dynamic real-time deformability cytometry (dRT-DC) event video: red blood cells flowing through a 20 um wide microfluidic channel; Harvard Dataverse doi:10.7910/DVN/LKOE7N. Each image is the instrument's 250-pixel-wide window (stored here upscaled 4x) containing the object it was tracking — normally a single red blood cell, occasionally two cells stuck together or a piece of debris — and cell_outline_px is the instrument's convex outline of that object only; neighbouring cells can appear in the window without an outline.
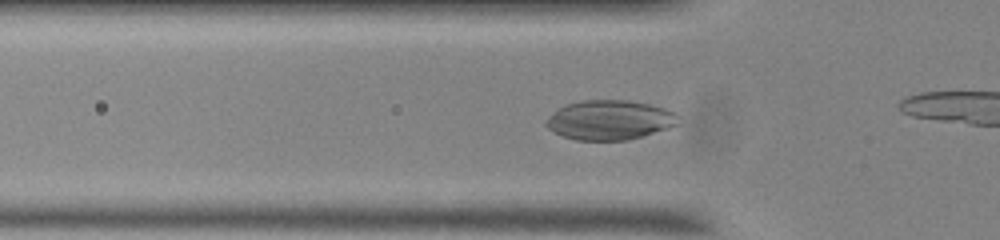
{"species": "common noctule bat (a hibernating species)", "species_latin": "Nyctalus noctula", "temperature_condition": "room temperature", "stored_images_in_passage": 9, "camera_frame_rate_fps": 3000, "um_per_image_px": 0.085, "animal": {"sex": "male", "body_mass_g": 20.0, "forearm_length_mm": 53.3}, "frame": {"image": 1, "passage_image": 4, "time_ms": 1.0, "image_size_px": [1000, 240], "cell_outline_px": [[680, 124], [668, 128], [628, 140], [576, 140], [564, 136], [548, 128], [544, 124], [548, 116], [564, 104], [584, 100], [628, 100], [648, 104], [664, 108], [676, 112], [680, 116]], "centroid_in_image_um": [51.85, 10.19], "position_along_channel_um": 74.0, "area_um2": 30.58}}
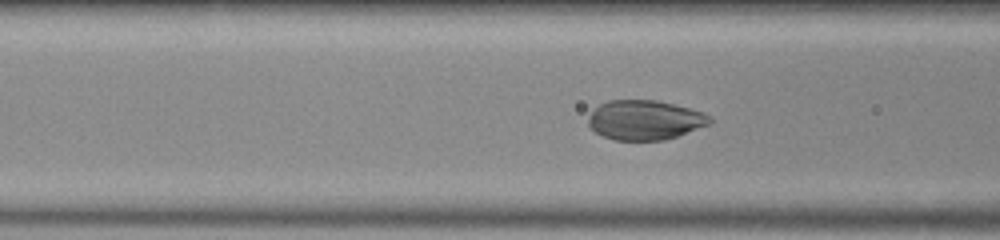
{"frame": {"image": 2, "passage_image": 7, "time_ms": 2.0, "image_size_px": [1000, 240], "cell_outline_px": [[712, 124], [664, 140], [612, 140], [588, 128], [588, 120], [592, 108], [608, 100], [656, 100], [704, 112], [712, 120]], "centroid_in_image_um": [54.78, 10.2], "position_along_channel_um": 111.8, "area_um2": 28.15}}